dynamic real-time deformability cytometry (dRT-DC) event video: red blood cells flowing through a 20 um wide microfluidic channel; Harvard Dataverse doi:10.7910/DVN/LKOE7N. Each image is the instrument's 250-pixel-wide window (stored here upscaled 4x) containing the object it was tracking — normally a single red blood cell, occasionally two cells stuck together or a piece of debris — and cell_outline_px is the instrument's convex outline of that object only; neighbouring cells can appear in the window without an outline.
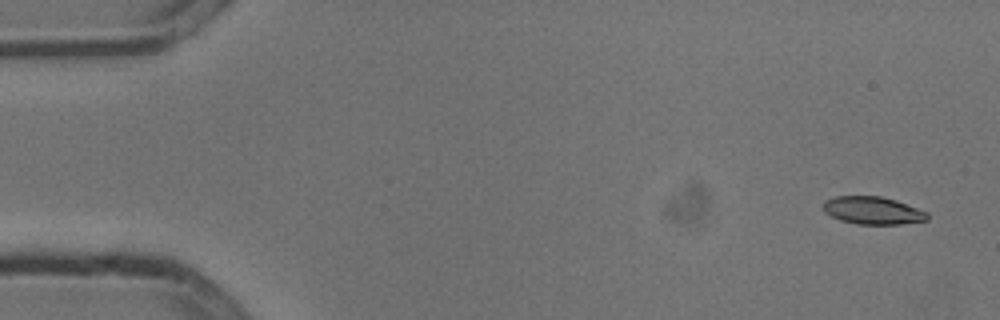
{"species": "common noctule bat (a hibernating species)", "species_latin": "Nyctalus noctula", "temperature_condition": "cold", "stored_images_in_passage": 5, "camera_frame_rate_fps": 3000, "um_per_image_px": 0.085, "animal": {"sex": "male", "body_mass_g": 13.3}, "frame": {"image": 1, "passage_image": 1, "time_ms": 0.0, "image_size_px": [1000, 320], "cell_outline_px": [[928, 220], [900, 224], [856, 224], [840, 220], [824, 212], [824, 200], [836, 196], [880, 196], [896, 200], [928, 212]], "centroid_in_image_um": [74.19, 17.89], "position_along_channel_um": 10.8, "area_um2": 16.76}}
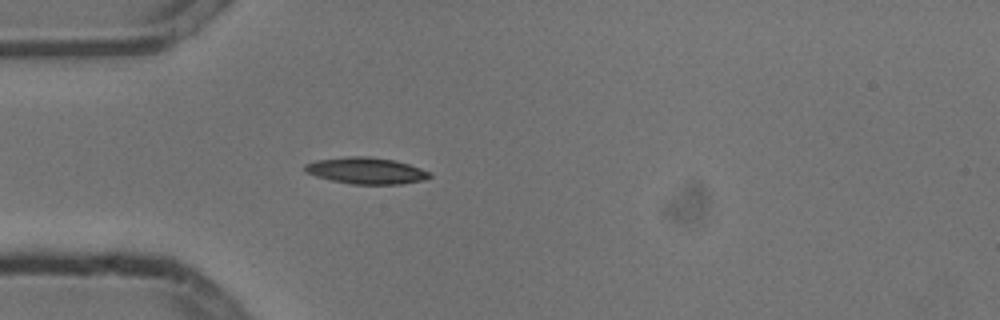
{"frame": {"image": 2, "passage_image": 5, "time_ms": 1.333, "image_size_px": [1000, 320], "cell_outline_px": [[432, 176], [424, 180], [400, 184], [352, 184], [332, 180], [316, 176], [304, 172], [304, 164], [316, 160], [344, 156], [368, 156], [392, 160], [408, 164], [432, 172]], "centroid_in_image_um": [31.11, 14.5], "position_along_channel_um": 53.9, "area_um2": 19.31}}